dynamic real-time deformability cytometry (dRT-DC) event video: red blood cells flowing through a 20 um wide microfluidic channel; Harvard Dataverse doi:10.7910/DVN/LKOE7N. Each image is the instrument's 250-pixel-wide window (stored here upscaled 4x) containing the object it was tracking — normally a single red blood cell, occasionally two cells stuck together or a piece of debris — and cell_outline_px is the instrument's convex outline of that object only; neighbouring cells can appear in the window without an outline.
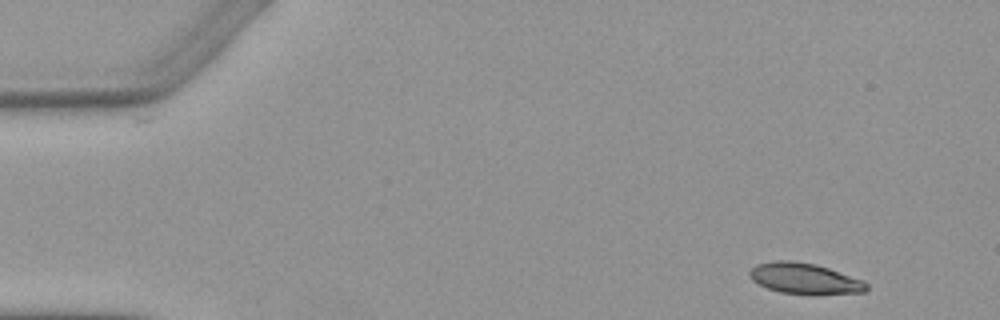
{"species": "Egyptian fruit bat (a non-hibernating species)", "species_latin": "Rousettus aegyptiacus", "temperature_condition": "warm", "stored_images_in_passage": 4, "camera_frame_rate_fps": 3000, "um_per_image_px": 0.085, "animal": {"sex": "female"}, "frame": {"image": 1, "passage_image": 1, "time_ms": 0.0, "image_size_px": [1000, 320], "cell_outline_px": [[868, 288], [864, 292], [816, 296], [812, 296], [780, 292], [768, 288], [752, 280], [748, 272], [756, 264], [772, 260], [792, 260], [816, 264], [864, 280], [868, 284]], "centroid_in_image_um": [68.42, 23.69], "position_along_channel_um": 16.6, "area_um2": 21.56}}
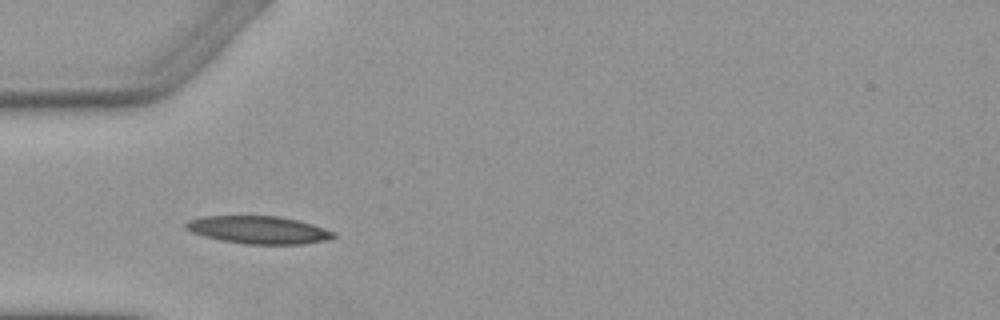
{"frame": {"image": 2, "passage_image": 4, "time_ms": 4.0, "image_size_px": [1000, 320], "cell_outline_px": [[336, 236], [328, 240], [304, 244], [244, 244], [220, 240], [204, 236], [192, 232], [184, 228], [184, 224], [188, 220], [204, 216], [280, 216], [312, 224], [336, 232]], "centroid_in_image_um": [21.98, 19.54], "position_along_channel_um": 63.0, "area_um2": 23.93}}